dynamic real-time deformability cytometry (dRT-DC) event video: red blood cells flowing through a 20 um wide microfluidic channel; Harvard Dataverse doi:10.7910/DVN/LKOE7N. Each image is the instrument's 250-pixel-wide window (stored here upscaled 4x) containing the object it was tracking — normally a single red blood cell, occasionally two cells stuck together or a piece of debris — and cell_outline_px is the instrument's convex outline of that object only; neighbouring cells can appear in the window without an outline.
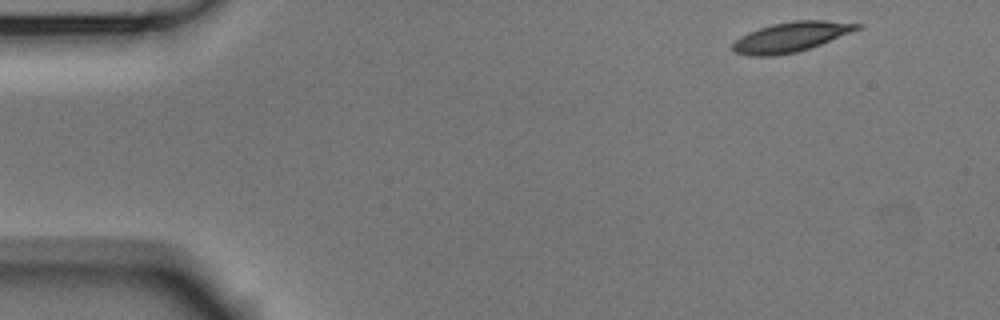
{"species": "Egyptian fruit bat (a non-hibernating species)", "species_latin": "Rousettus aegyptiacus", "temperature_condition": "room temperature", "stored_images_in_passage": 5, "camera_frame_rate_fps": 3000, "um_per_image_px": 0.085, "animal": {"sex": "male"}, "frame": {"image": 1, "passage_image": 1, "time_ms": 0.0, "image_size_px": [1000, 320], "cell_outline_px": [[864, 24], [860, 28], [820, 44], [796, 52], [776, 56], [752, 56], [736, 52], [732, 48], [732, 44], [740, 36], [748, 32], [772, 24], [792, 20], [824, 20]], "centroid_in_image_um": [67.21, 3.13], "position_along_channel_um": 17.8, "area_um2": 21.39}}